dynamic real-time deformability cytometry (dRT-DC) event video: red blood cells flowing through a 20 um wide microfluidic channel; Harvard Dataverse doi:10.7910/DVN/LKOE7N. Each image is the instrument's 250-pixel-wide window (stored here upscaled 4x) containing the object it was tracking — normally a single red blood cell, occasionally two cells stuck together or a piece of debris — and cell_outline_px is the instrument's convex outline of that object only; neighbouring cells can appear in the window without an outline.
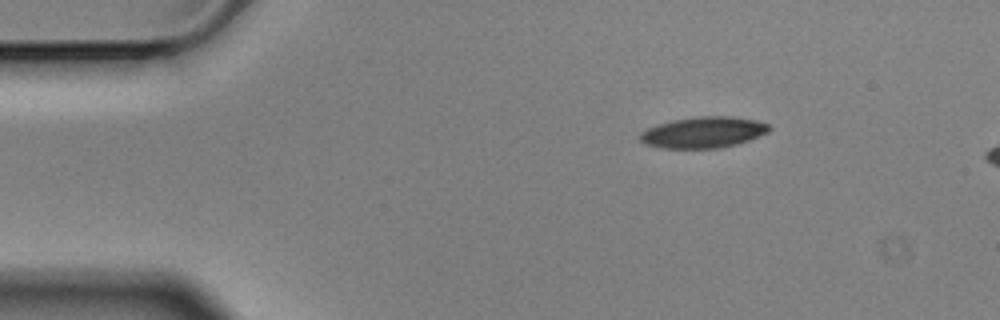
{"species": "Egyptian fruit bat (a non-hibernating species)", "species_latin": "Rousettus aegyptiacus", "temperature_condition": "cold", "stored_images_in_passage": 3, "camera_frame_rate_fps": 3000, "um_per_image_px": 0.085, "animal": {"sex": "male"}, "frame": {"image": 1, "passage_image": 3, "time_ms": 0.667, "image_size_px": [1000, 320], "cell_outline_px": [[772, 128], [768, 132], [748, 140], [736, 144], [720, 148], [664, 148], [644, 144], [640, 140], [640, 132], [656, 124], [672, 120], [696, 116], [732, 116], [756, 120], [768, 124]], "centroid_in_image_um": [59.77, 11.24], "position_along_channel_um": 25.2, "area_um2": 23.47}}